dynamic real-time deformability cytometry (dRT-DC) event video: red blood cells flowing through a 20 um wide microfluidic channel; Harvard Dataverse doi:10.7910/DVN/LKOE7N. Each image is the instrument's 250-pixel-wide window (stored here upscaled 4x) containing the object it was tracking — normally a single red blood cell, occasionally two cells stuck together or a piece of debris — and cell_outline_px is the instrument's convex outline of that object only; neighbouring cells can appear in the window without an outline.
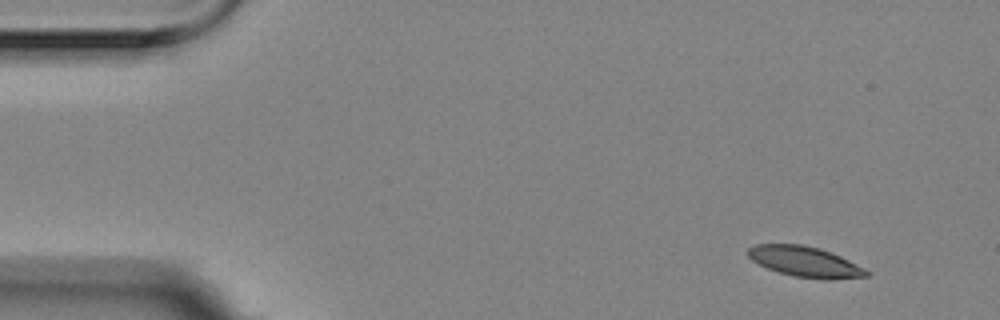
{"species": "Egyptian fruit bat (a non-hibernating species)", "species_latin": "Rousettus aegyptiacus", "temperature_condition": "room temperature", "stored_images_in_passage": 4, "camera_frame_rate_fps": 3000, "um_per_image_px": 0.085, "animal": {"sex": "female"}, "frame": {"image": 1, "passage_image": 1, "time_ms": 0.0, "image_size_px": [1000, 320], "cell_outline_px": [[872, 272], [868, 276], [832, 280], [824, 280], [796, 276], [776, 272], [752, 260], [748, 256], [748, 248], [756, 244], [800, 244], [820, 248], [840, 256]], "centroid_in_image_um": [68.45, 22.25], "position_along_channel_um": 16.5, "area_um2": 21.04}}
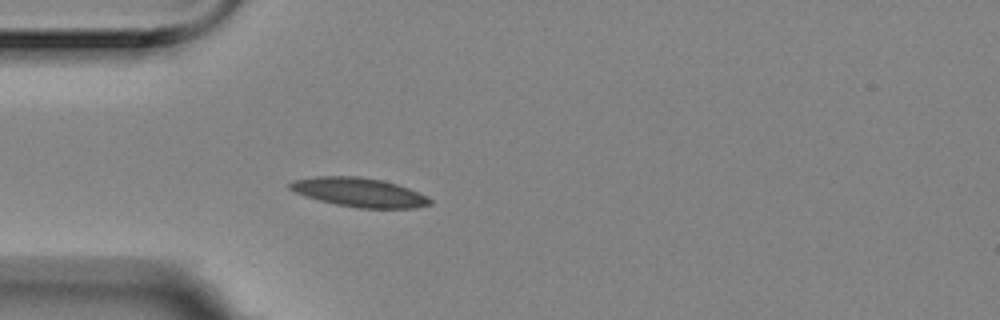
{"frame": {"image": 2, "passage_image": 4, "time_ms": 1.0, "image_size_px": [1000, 320], "cell_outline_px": [[432, 204], [416, 208], [356, 208], [336, 204], [304, 196], [288, 188], [288, 184], [292, 180], [316, 176], [360, 176], [384, 180], [408, 188], [428, 196], [432, 200]], "centroid_in_image_um": [30.54, 16.34], "position_along_channel_um": 54.5, "area_um2": 23.87}}